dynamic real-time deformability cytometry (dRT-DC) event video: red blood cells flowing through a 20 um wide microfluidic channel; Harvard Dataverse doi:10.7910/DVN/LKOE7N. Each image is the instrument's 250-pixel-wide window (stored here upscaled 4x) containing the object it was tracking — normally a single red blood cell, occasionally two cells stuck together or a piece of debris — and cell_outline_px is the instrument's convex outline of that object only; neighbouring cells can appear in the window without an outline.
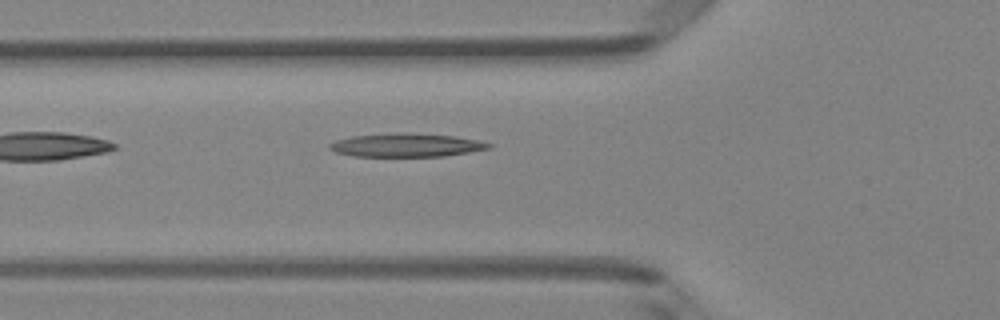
{"species": "Egyptian fruit bat (a non-hibernating species)", "species_latin": "Rousettus aegyptiacus", "temperature_condition": "room temperature", "stored_images_in_passage": 5, "camera_frame_rate_fps": 3000, "um_per_image_px": 0.085, "animal": {"sex": "female"}, "frame": {"image": 1, "passage_image": 5, "time_ms": 1.333, "image_size_px": [1000, 320], "cell_outline_px": [[492, 148], [444, 156], [352, 156], [336, 152], [328, 148], [328, 144], [336, 140], [352, 136], [408, 132], [456, 136], [476, 140], [492, 144]], "centroid_in_image_um": [34.53, 12.33], "position_along_channel_um": 91.3, "area_um2": 21.68}}